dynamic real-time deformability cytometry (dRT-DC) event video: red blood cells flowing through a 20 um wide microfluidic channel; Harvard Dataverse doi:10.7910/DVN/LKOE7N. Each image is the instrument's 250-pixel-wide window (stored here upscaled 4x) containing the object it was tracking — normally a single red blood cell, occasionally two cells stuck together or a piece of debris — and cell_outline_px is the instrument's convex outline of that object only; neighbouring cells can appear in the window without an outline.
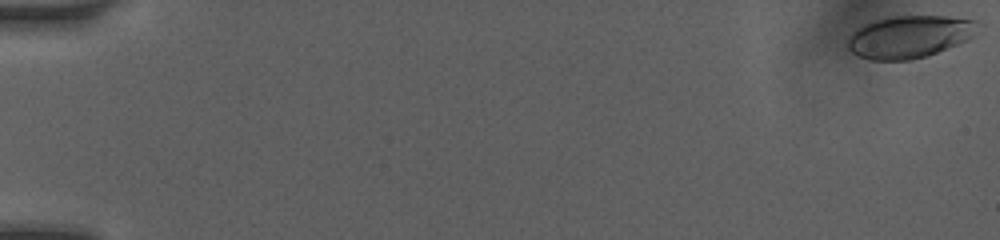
{"species": "human", "species_latin": "Homo sapiens", "temperature_condition": "room temperature", "stored_images_in_passage": 34, "camera_frame_rate_fps": 3000, "um_per_image_px": 0.085, "donor": {"sex": "female"}, "frame": {"image": 1, "passage_image": 1, "time_ms": 0.0, "image_size_px": [1000, 240], "cell_outline_px": [[984, 24], [972, 36], [956, 44], [936, 52], [912, 60], [868, 60], [856, 56], [848, 48], [848, 36], [852, 32], [864, 24], [872, 20], [892, 16], [948, 16], [984, 20]], "centroid_in_image_um": [77.33, 3.1], "position_along_channel_um": 7.7, "area_um2": 32.54}}
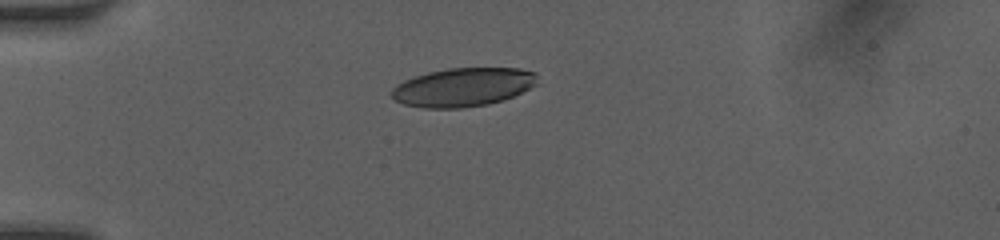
{"frame": {"image": 2, "passage_image": 25, "time_ms": 4.667, "image_size_px": [1000, 240], "cell_outline_px": [[536, 84], [504, 100], [488, 104], [460, 108], [424, 108], [404, 104], [396, 100], [392, 96], [392, 88], [396, 84], [404, 80], [428, 72], [448, 68], [520, 68], [536, 72]], "centroid_in_image_um": [39.34, 7.4], "position_along_channel_um": 45.7, "area_um2": 32.66}}
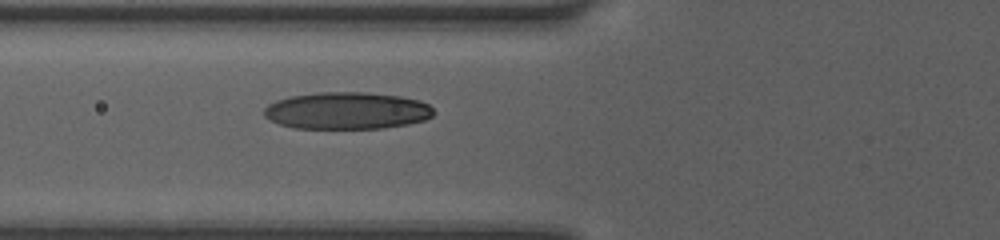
{"frame": {"image": 3, "passage_image": 34, "time_ms": 6.667, "image_size_px": [1000, 240], "cell_outline_px": [[436, 112], [432, 116], [424, 120], [408, 124], [384, 128], [296, 128], [280, 124], [264, 116], [264, 108], [268, 104], [276, 100], [288, 96], [320, 92], [368, 92], [400, 96], [420, 100], [428, 104]], "centroid_in_image_um": [29.5, 9.4], "position_along_channel_um": 96.3, "area_um2": 36.76}}